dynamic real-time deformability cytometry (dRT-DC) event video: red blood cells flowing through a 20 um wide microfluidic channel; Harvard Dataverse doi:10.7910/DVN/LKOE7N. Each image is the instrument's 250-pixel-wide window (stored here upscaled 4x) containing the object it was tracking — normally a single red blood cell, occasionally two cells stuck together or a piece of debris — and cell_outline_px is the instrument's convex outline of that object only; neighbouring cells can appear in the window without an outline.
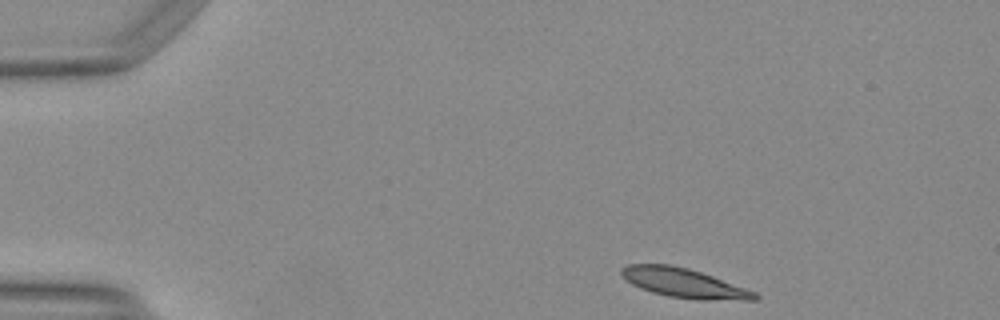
{"species": "Egyptian fruit bat (a non-hibernating species)", "species_latin": "Rousettus aegyptiacus", "temperature_condition": "warm", "stored_images_in_passage": 43, "camera_frame_rate_fps": 3000, "um_per_image_px": 0.085, "animal": {"sex": "female"}, "frame": {"image": 1, "passage_image": 1, "time_ms": 0.0, "image_size_px": [1000, 320], "cell_outline_px": [[760, 296], [756, 300], [700, 300], [668, 296], [652, 292], [640, 288], [632, 284], [620, 272], [620, 268], [628, 264], [668, 264], [688, 268], [712, 276], [756, 292]], "centroid_in_image_um": [58.14, 24.06], "position_along_channel_um": 26.9, "area_um2": 22.6}}
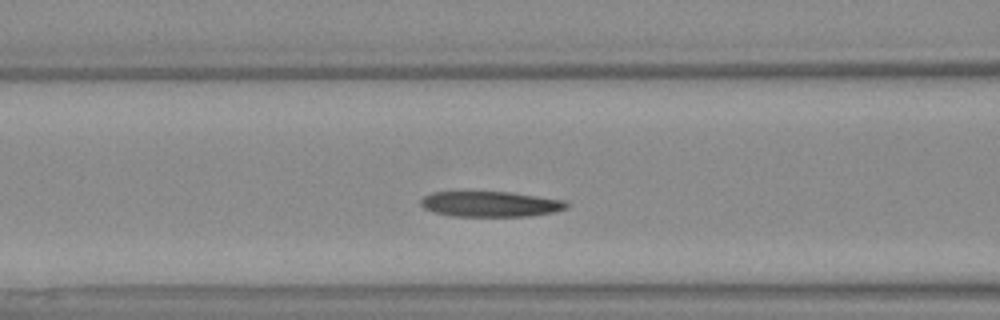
{"frame": {"image": 2, "passage_image": 14, "time_ms": 4.333, "image_size_px": [1000, 320], "cell_outline_px": [[568, 208], [556, 212], [532, 216], [448, 216], [432, 212], [424, 208], [420, 204], [420, 200], [424, 196], [432, 192], [460, 188], [464, 188], [508, 192], [564, 200], [568, 204]], "centroid_in_image_um": [41.57, 17.3], "position_along_channel_um": 125.0, "area_um2": 22.89}}
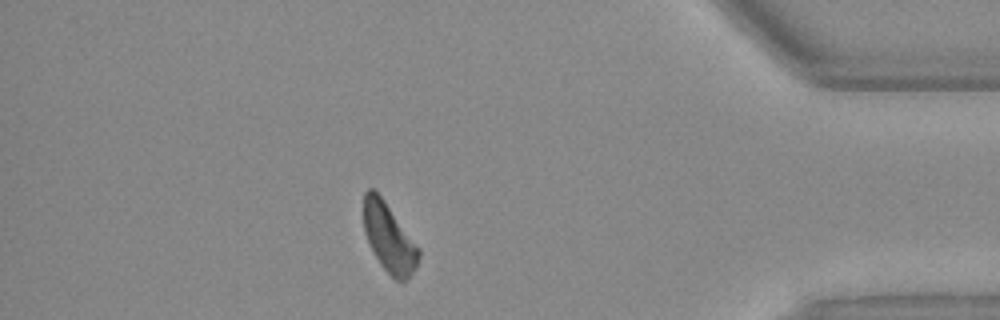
{"frame": {"image": 3, "passage_image": 37, "time_ms": 12.0, "image_size_px": [1000, 320], "cell_outline_px": [[420, 256], [416, 268], [404, 280], [396, 280], [380, 264], [364, 232], [364, 192], [368, 188], [372, 188], [384, 200], [420, 248]], "centroid_in_image_um": [33.08, 20.19], "position_along_channel_um": 402.1, "area_um2": 21.62}, "authors_computed_cell_mechanics": {"area_um2": 22.5998, "velocity_mm_per_s": 4.1056, "shape_relaxation_time_tau1_ms": 9.038, "shape_relaxation_time_tau2_ms": null, "deformation_change_tau1": 0.184, "deformation_change_tau2": null}}